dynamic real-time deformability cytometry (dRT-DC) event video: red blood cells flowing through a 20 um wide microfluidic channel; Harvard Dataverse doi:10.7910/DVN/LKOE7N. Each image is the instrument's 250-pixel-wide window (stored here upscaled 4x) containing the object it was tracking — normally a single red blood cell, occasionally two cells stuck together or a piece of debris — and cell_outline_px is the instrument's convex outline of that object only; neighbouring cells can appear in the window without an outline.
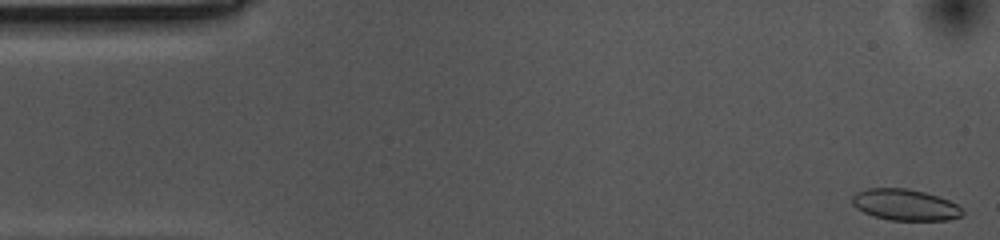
{"species": "common noctule bat (a hibernating species)", "species_latin": "Nyctalus noctula", "temperature_condition": "cold", "stored_images_in_passage": 44, "camera_frame_rate_fps": 3000, "um_per_image_px": 0.085, "animal": {"sex": "female", "body_mass_g": 10.0, "forearm_length_mm": 53.1}, "frame": {"image": 1, "passage_image": 1, "time_ms": 0.0, "image_size_px": [1000, 240], "cell_outline_px": [[964, 212], [960, 216], [948, 220], [888, 220], [872, 216], [856, 208], [852, 204], [852, 196], [856, 192], [868, 188], [908, 188], [924, 192], [948, 200], [956, 204]], "centroid_in_image_um": [76.89, 17.41], "position_along_channel_um": 8.1, "area_um2": 20.06}}
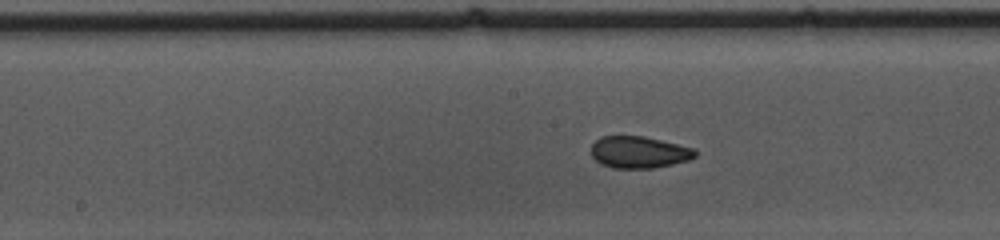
{"frame": {"image": 2, "passage_image": 26, "time_ms": 8.333, "image_size_px": [1000, 240], "cell_outline_px": [[696, 156], [688, 160], [672, 164], [652, 168], [612, 168], [600, 164], [592, 156], [592, 144], [600, 136], [644, 136], [692, 148], [696, 152]], "centroid_in_image_um": [54.27, 12.94], "position_along_channel_um": 193.9, "area_um2": 19.13}}
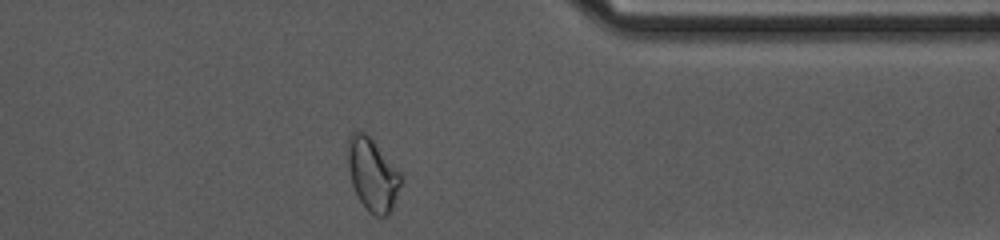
{"frame": {"image": 3, "passage_image": 43, "time_ms": 14.0, "image_size_px": [1000, 240], "cell_outline_px": [[404, 180], [392, 208], [388, 216], [376, 216], [368, 212], [356, 196], [352, 184], [348, 164], [348, 136], [356, 128], [364, 132], [372, 140], [400, 172]], "centroid_in_image_um": [31.67, 14.86], "position_along_channel_um": 379.7, "area_um2": 22.6}, "authors_computed_cell_mechanics": {"area_um2": 20.0277, "velocity_mm_per_s": 3.5325, "shape_relaxation_time_tau1_ms": null, "shape_relaxation_time_tau2_ms": 1.762, "deformation_change_tau1": null, "deformation_change_tau2": 0.0549}}